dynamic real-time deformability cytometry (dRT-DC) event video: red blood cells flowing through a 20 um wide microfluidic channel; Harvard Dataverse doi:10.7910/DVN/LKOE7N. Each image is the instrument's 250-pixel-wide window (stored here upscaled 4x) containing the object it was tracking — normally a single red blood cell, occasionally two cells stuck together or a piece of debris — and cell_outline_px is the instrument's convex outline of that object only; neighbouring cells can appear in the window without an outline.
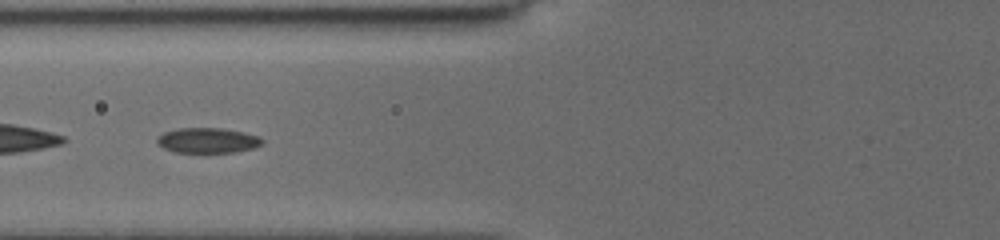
{"species": "common noctule bat (a hibernating species)", "species_latin": "Nyctalus noctula", "temperature_condition": "cold", "stored_images_in_passage": 24, "camera_frame_rate_fps": 3000, "um_per_image_px": 0.085, "animal": {"sex": "female", "body_mass_g": 19.5, "forearm_length_mm": 54.1}, "frame": {"image": 1, "passage_image": 13, "time_ms": 2.333, "image_size_px": [1000, 240], "cell_outline_px": [[264, 140], [260, 144], [252, 148], [236, 152], [172, 152], [156, 144], [156, 140], [164, 132], [180, 128], [220, 128], [244, 132], [260, 136]], "centroid_in_image_um": [17.64, 11.93], "position_along_channel_um": 108.2, "area_um2": 15.37}}